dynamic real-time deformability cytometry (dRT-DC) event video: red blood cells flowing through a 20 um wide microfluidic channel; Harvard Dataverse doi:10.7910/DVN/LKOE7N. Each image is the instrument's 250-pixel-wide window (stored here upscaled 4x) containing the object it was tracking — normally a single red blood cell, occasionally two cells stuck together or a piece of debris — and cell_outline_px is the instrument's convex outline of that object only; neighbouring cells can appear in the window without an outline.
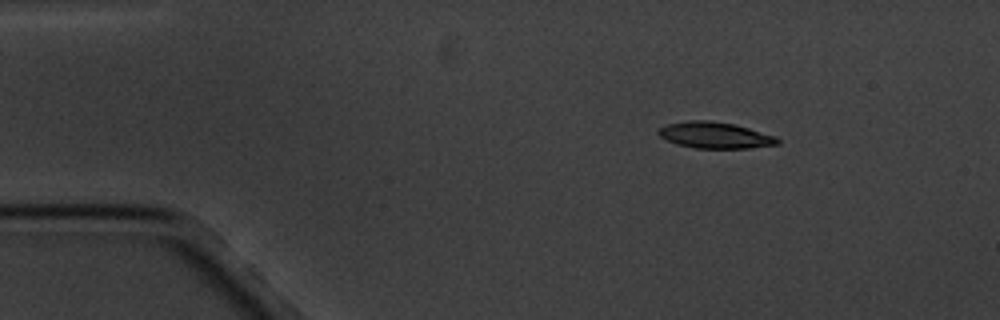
{"species": "common noctule bat (a hibernating species)", "species_latin": "Nyctalus noctula", "temperature_condition": "cold", "stored_images_in_passage": 3, "camera_frame_rate_fps": 3000, "um_per_image_px": 0.085, "animal": {"sex": "male", "body_mass_g": 20.1, "forearm_length_mm": 53.5}, "frame": {"image": 1, "passage_image": 1, "time_ms": 0.0, "image_size_px": [1000, 320], "cell_outline_px": [[780, 144], [748, 148], [696, 148], [676, 144], [660, 136], [656, 132], [660, 128], [668, 124], [688, 120], [708, 120], [736, 124], [776, 136], [780, 140]], "centroid_in_image_um": [60.8, 11.49], "position_along_channel_um": 24.2, "area_um2": 18.26}}